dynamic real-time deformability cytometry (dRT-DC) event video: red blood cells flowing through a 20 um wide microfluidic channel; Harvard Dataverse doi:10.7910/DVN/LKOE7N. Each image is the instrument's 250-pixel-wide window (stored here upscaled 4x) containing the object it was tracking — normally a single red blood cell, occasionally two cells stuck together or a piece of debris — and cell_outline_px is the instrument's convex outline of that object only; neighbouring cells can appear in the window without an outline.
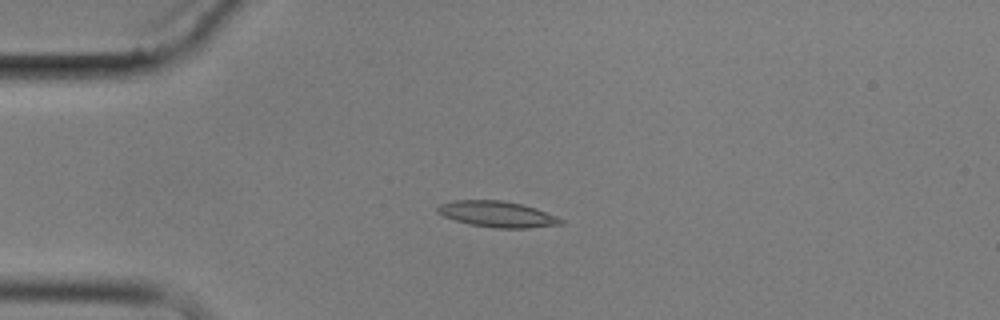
{"species": "common noctule bat (a hibernating species)", "species_latin": "Nyctalus noctula", "temperature_condition": "cold", "stored_images_in_passage": 4, "camera_frame_rate_fps": 3000, "um_per_image_px": 0.085, "animal": {"sex": "male", "body_mass_g": 17.9}, "frame": {"image": 1, "passage_image": 4, "time_ms": 4.0, "image_size_px": [1000, 320], "cell_outline_px": [[564, 224], [528, 228], [496, 228], [472, 224], [456, 220], [444, 216], [436, 212], [436, 208], [440, 204], [452, 200], [504, 200], [536, 208], [556, 216], [564, 220]], "centroid_in_image_um": [42.27, 18.2], "position_along_channel_um": 42.7, "area_um2": 18.61}}